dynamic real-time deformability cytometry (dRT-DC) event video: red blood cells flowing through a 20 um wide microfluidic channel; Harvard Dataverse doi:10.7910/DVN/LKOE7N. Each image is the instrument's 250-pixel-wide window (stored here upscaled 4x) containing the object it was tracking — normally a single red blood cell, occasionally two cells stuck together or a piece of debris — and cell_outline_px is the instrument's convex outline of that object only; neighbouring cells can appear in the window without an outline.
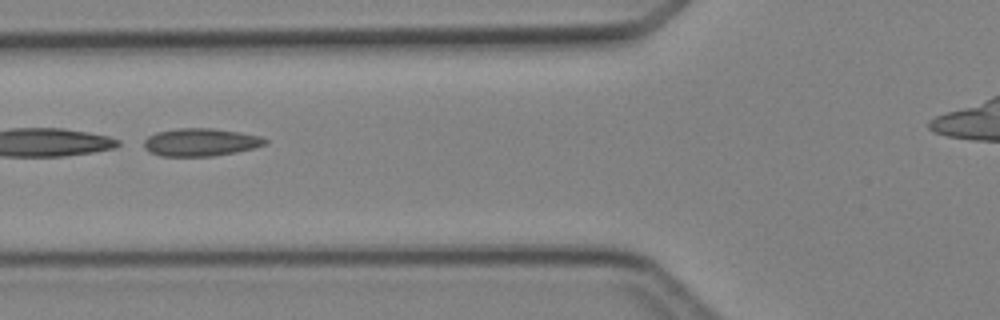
{"species": "Egyptian fruit bat (a non-hibernating species)", "species_latin": "Rousettus aegyptiacus", "temperature_condition": "cold", "stored_images_in_passage": 4, "camera_frame_rate_fps": 3000, "um_per_image_px": 0.085, "animal": {"sex": "female"}, "frame": {"image": 1, "passage_image": 3, "time_ms": 2.667, "image_size_px": [1000, 320], "cell_outline_px": [[268, 144], [256, 148], [236, 152], [212, 156], [160, 156], [144, 148], [144, 140], [148, 136], [156, 132], [176, 128], [212, 128], [240, 132], [260, 136], [268, 140]], "centroid_in_image_um": [17.08, 12.08], "position_along_channel_um": 108.7, "area_um2": 19.77}}
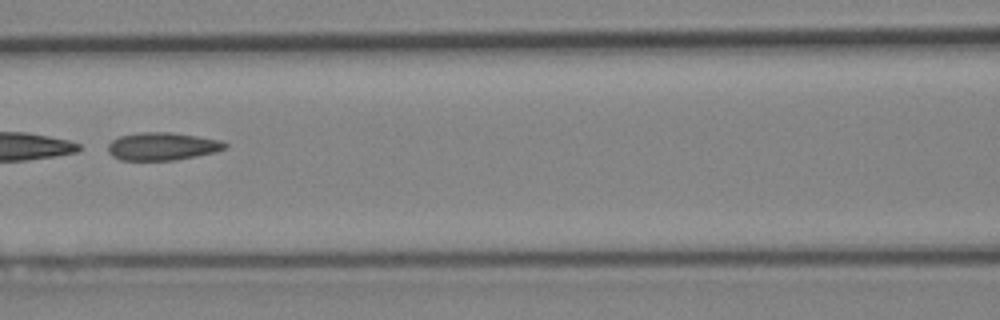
{"frame": {"image": 2, "passage_image": 4, "time_ms": 3.667, "image_size_px": [1000, 320], "cell_outline_px": [[228, 148], [216, 152], [176, 160], [120, 160], [112, 156], [108, 152], [108, 144], [112, 140], [120, 136], [140, 132], [172, 132], [224, 140], [228, 144]], "centroid_in_image_um": [13.84, 12.43], "position_along_channel_um": 152.8, "area_um2": 19.25}}